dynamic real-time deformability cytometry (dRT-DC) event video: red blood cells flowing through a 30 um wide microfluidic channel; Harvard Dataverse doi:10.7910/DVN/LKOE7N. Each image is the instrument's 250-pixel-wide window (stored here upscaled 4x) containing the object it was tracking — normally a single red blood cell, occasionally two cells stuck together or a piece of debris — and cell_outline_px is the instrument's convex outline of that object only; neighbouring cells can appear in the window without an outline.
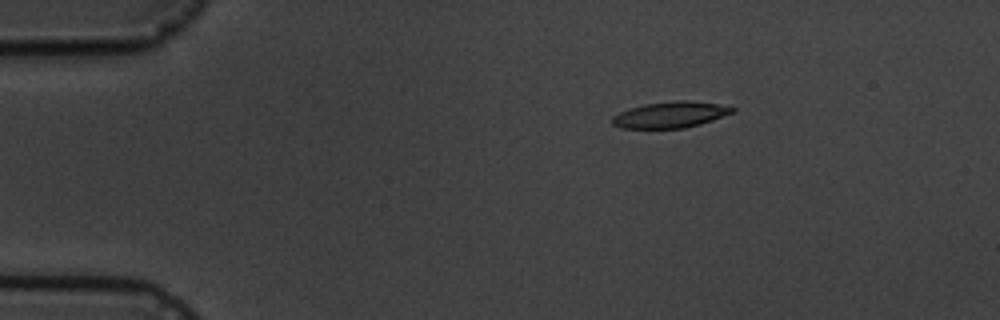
{"species": "common noctule bat (a hibernating species)", "species_latin": "Nyctalus noctula", "temperature_condition": "cold", "stored_images_in_passage": 5, "camera_frame_rate_fps": 3000, "um_per_image_px": 0.085, "animal": {"sex": "male", "body_mass_g": 19.5, "forearm_length_mm": 54.6}, "frame": {"image": 1, "passage_image": 3, "time_ms": 2.333, "image_size_px": [1000, 320], "cell_outline_px": [[736, 108], [732, 112], [712, 120], [700, 124], [684, 128], [620, 128], [612, 124], [612, 116], [620, 112], [644, 104], [680, 100], [688, 100], [720, 104]], "centroid_in_image_um": [56.97, 9.75], "position_along_channel_um": 28.0, "area_um2": 18.09}}